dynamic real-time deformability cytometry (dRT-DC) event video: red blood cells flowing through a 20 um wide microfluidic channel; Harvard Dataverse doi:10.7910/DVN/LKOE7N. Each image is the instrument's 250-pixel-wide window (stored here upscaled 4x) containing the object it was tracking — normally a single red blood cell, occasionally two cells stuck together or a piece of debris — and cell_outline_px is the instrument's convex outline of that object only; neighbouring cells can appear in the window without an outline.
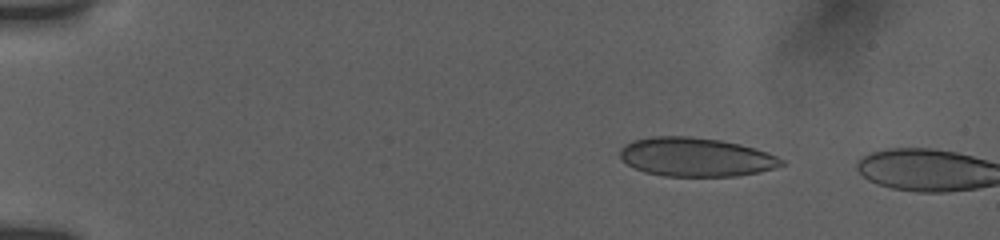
{"species": "human", "species_latin": "Homo sapiens", "temperature_condition": "room temperature", "stored_images_in_passage": 9, "camera_frame_rate_fps": 3000, "um_per_image_px": 0.085, "donor": {"sex": "female"}, "frame": {"image": 1, "passage_image": 4, "time_ms": 2.333, "image_size_px": [1000, 240], "cell_outline_px": [[784, 164], [772, 168], [756, 172], [736, 176], [664, 176], [644, 172], [628, 164], [620, 156], [620, 148], [624, 144], [632, 140], [652, 136], [688, 136], [720, 140], [740, 144], [768, 152], [784, 160]], "centroid_in_image_um": [59.12, 13.34], "position_along_channel_um": 25.9, "area_um2": 36.41}}